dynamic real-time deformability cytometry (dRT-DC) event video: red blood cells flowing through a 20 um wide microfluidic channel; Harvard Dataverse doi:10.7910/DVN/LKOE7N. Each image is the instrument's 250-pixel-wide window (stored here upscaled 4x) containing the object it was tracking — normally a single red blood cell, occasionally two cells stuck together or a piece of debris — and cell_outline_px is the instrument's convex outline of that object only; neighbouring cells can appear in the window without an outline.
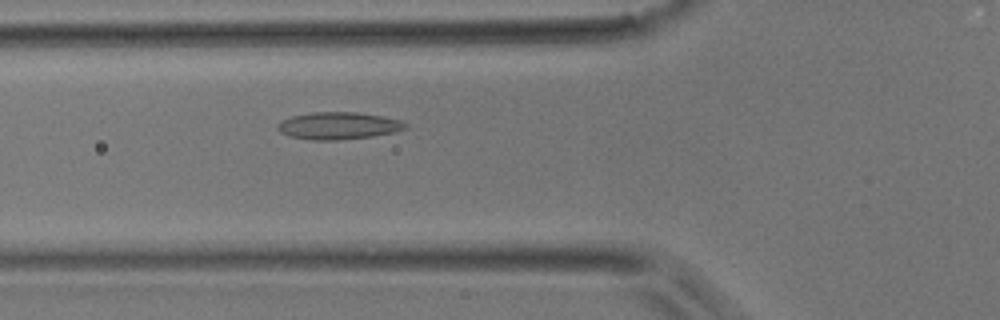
{"species": "common noctule bat (a hibernating species)", "species_latin": "Nyctalus noctula", "temperature_condition": "room temperature", "stored_images_in_passage": 39, "camera_frame_rate_fps": 3000, "um_per_image_px": 0.085, "animal": {"sex": "male", "body_mass_g": 17.9}, "frame": {"image": 1, "passage_image": 12, "time_ms": 3.667, "image_size_px": [1000, 320], "cell_outline_px": [[408, 128], [392, 132], [372, 136], [340, 140], [312, 140], [288, 136], [280, 132], [276, 128], [276, 124], [292, 116], [312, 112], [356, 112], [380, 116], [400, 120], [408, 124]], "centroid_in_image_um": [28.74, 10.69], "position_along_channel_um": 97.1, "area_um2": 20.23}}
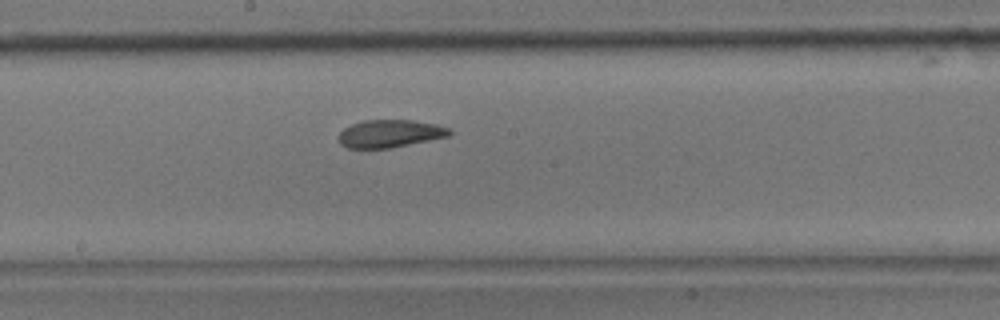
{"frame": {"image": 2, "passage_image": 20, "time_ms": 6.333, "image_size_px": [1000, 320], "cell_outline_px": [[452, 132], [448, 136], [392, 148], [348, 148], [340, 144], [340, 132], [344, 128], [352, 124], [364, 120], [412, 120], [436, 124], [448, 128]], "centroid_in_image_um": [33.14, 11.35], "position_along_channel_um": 215.1, "area_um2": 17.74}}
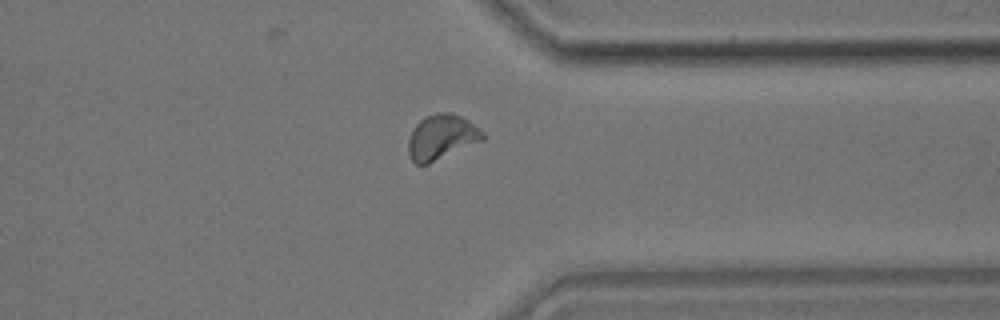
{"frame": {"image": 3, "passage_image": 31, "time_ms": 10.0, "image_size_px": [1000, 320], "cell_outline_px": [[484, 140], [428, 164], [416, 164], [412, 160], [408, 152], [408, 140], [412, 128], [424, 116], [436, 112], [452, 112], [468, 120], [484, 132]], "centroid_in_image_um": [37.52, 11.64], "position_along_channel_um": 373.9, "area_um2": 19.65}}